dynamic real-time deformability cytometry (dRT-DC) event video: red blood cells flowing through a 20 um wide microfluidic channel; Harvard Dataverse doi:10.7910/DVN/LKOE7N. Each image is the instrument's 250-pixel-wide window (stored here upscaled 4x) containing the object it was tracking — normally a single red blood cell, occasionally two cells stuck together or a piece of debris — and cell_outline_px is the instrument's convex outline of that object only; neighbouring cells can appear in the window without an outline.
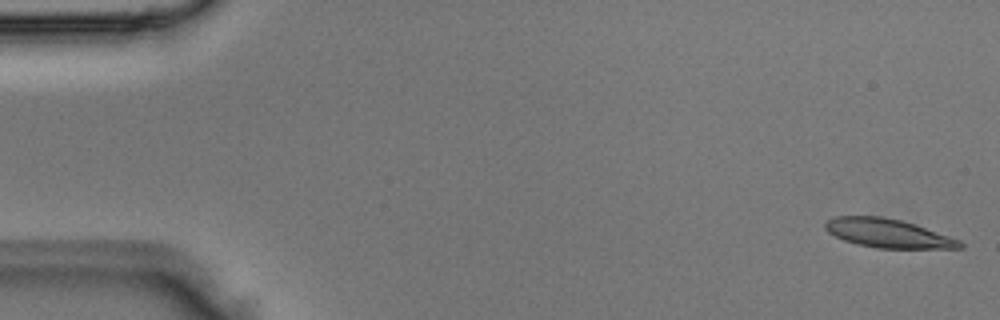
{"species": "Egyptian fruit bat (a non-hibernating species)", "species_latin": "Rousettus aegyptiacus", "temperature_condition": "room temperature", "stored_images_in_passage": 5, "camera_frame_rate_fps": 3000, "um_per_image_px": 0.085, "animal": {"sex": "male"}, "frame": {"image": 1, "passage_image": 1, "time_ms": 0.0, "image_size_px": [1000, 320], "cell_outline_px": [[964, 248], [876, 248], [856, 244], [844, 240], [828, 232], [824, 228], [824, 224], [828, 220], [836, 216], [884, 216], [916, 224], [960, 240], [964, 244]], "centroid_in_image_um": [75.48, 19.82], "position_along_channel_um": 9.5, "area_um2": 22.6}}
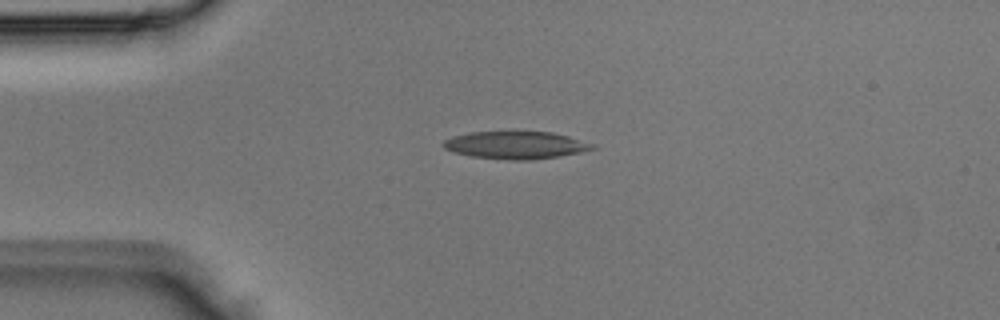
{"frame": {"image": 2, "passage_image": 5, "time_ms": 1.333, "image_size_px": [1000, 320], "cell_outline_px": [[596, 148], [580, 152], [560, 156], [528, 160], [508, 160], [472, 156], [452, 152], [444, 148], [440, 144], [444, 140], [452, 136], [468, 132], [552, 132], [568, 136], [596, 144]], "centroid_in_image_um": [43.81, 12.33], "position_along_channel_um": 41.2, "area_um2": 23.99}}